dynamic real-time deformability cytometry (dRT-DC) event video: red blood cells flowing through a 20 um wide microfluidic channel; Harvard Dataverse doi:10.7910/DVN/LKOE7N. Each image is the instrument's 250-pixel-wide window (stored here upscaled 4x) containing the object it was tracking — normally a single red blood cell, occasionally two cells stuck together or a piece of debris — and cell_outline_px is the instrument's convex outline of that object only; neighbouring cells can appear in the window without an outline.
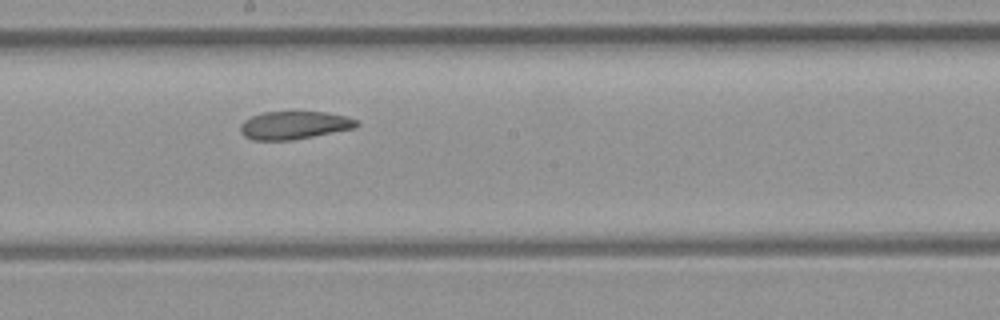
{"species": "common noctule bat (a hibernating species)", "species_latin": "Nyctalus noctula", "temperature_condition": "room temperature", "stored_images_in_passage": 7, "camera_frame_rate_fps": 3000, "um_per_image_px": 0.085, "animal": {"sex": "female", "body_mass_g": 21.9}, "frame": {"image": 1, "passage_image": 6, "time_ms": 6.667, "image_size_px": [1000, 320], "cell_outline_px": [[360, 124], [356, 128], [292, 140], [252, 140], [244, 136], [240, 132], [240, 124], [244, 120], [252, 116], [264, 112], [324, 112], [344, 116], [360, 120]], "centroid_in_image_um": [25.02, 10.65], "position_along_channel_um": 223.2, "area_um2": 19.02}}
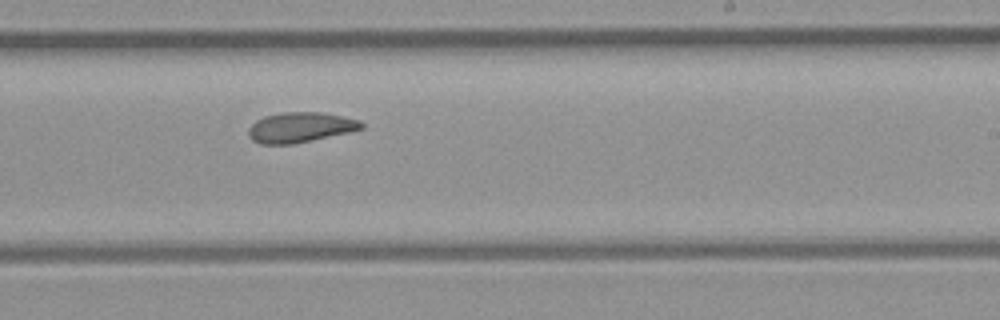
{"frame": {"image": 2, "passage_image": 7, "time_ms": 7.667, "image_size_px": [1000, 320], "cell_outline_px": [[364, 128], [348, 132], [312, 140], [292, 144], [260, 144], [252, 140], [248, 136], [248, 128], [256, 120], [264, 116], [284, 112], [324, 112], [360, 120], [364, 124]], "centroid_in_image_um": [25.51, 10.82], "position_along_channel_um": 263.5, "area_um2": 19.88}}